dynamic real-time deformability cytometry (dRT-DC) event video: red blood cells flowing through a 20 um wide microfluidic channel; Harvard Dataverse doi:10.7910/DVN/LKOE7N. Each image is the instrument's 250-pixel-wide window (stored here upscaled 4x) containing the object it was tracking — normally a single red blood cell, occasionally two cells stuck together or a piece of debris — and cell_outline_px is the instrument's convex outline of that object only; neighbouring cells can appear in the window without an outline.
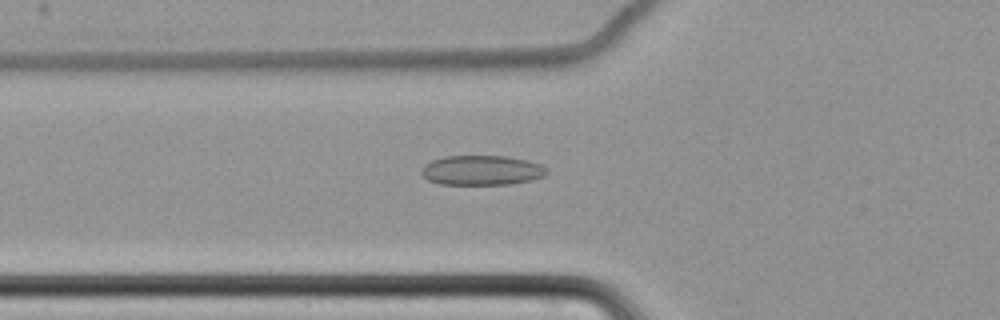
{"species": "common noctule bat (a hibernating species)", "species_latin": "Nyctalus noctula", "temperature_condition": "cold", "stored_images_in_passage": 62, "camera_frame_rate_fps": 3000, "um_per_image_px": 0.085, "animal": {"sex": "female", "body_mass_g": 22.7, "forearm_length_mm": 54.2}, "frame": {"image": 1, "passage_image": 25, "time_ms": 8.0, "image_size_px": [1000, 320], "cell_outline_px": [[548, 172], [544, 176], [532, 180], [508, 184], [440, 184], [428, 180], [420, 172], [432, 160], [444, 156], [504, 156], [524, 160], [540, 164], [548, 168]], "centroid_in_image_um": [40.97, 14.48], "position_along_channel_um": 84.8, "area_um2": 21.5}}
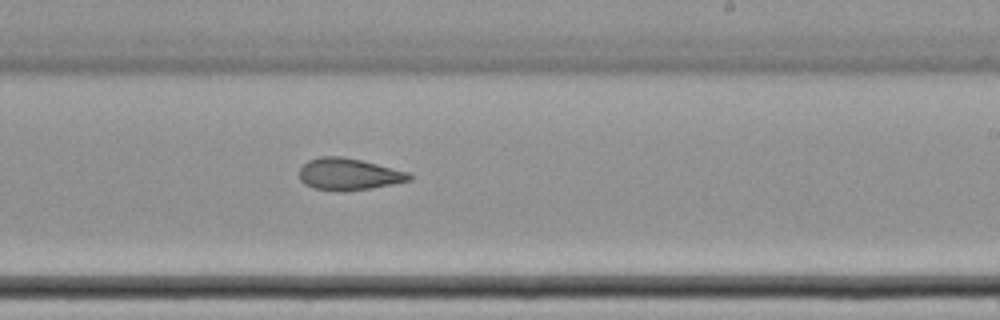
{"frame": {"image": 2, "passage_image": 40, "time_ms": 13.0, "image_size_px": [1000, 320], "cell_outline_px": [[412, 180], [372, 188], [312, 188], [304, 184], [300, 180], [300, 168], [308, 160], [320, 156], [340, 156], [360, 160], [408, 172], [412, 176]], "centroid_in_image_um": [29.64, 14.76], "position_along_channel_um": 259.4, "area_um2": 19.54}}
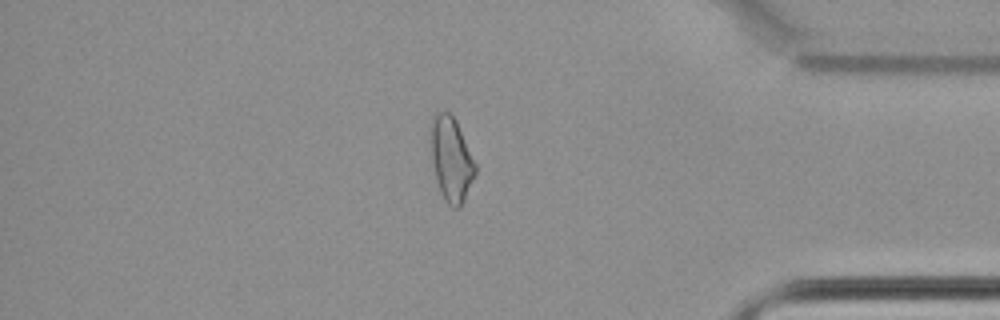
{"frame": {"image": 3, "passage_image": 54, "time_ms": 17.667, "image_size_px": [1000, 320], "cell_outline_px": [[476, 172], [460, 208], [452, 208], [444, 200], [440, 192], [436, 180], [428, 140], [428, 124], [432, 116], [436, 112], [448, 112], [456, 120], [476, 164]], "centroid_in_image_um": [38.29, 13.48], "position_along_channel_um": 396.9, "area_um2": 22.37}, "authors_computed_cell_mechanics": {"area_um2": 22.3397, "velocity_mm_per_s": 3.4945, "shape_relaxation_time_tau1_ms": null, "shape_relaxation_time_tau2_ms": 4.4458, "deformation_change_tau1": null, "deformation_change_tau2": 0.0952}}